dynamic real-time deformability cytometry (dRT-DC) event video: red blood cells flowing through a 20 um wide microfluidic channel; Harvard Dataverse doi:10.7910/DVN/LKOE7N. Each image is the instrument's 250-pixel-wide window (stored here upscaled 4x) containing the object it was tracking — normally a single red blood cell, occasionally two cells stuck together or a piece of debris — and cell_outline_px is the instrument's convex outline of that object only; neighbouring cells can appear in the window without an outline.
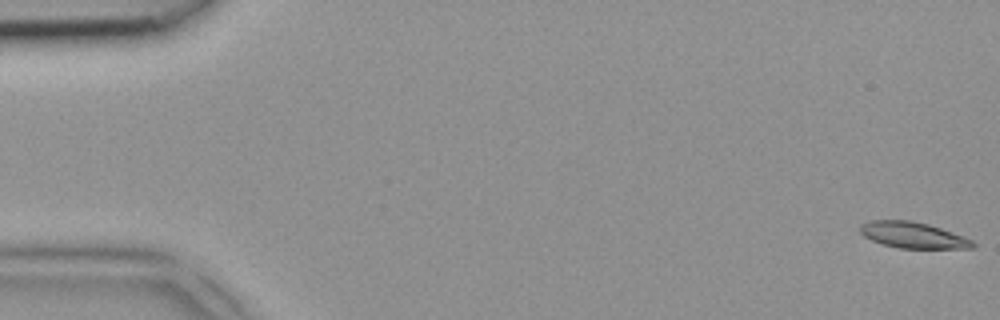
{"species": "common noctule bat (a hibernating species)", "species_latin": "Nyctalus noctula", "temperature_condition": "room temperature", "stored_images_in_passage": 5, "camera_frame_rate_fps": 3000, "um_per_image_px": 0.085, "animal": {"sex": "female", "body_mass_g": 18.4}, "frame": {"image": 1, "passage_image": 1, "time_ms": 0.0, "image_size_px": [1000, 320], "cell_outline_px": [[976, 244], [972, 248], [900, 248], [884, 244], [872, 240], [864, 236], [860, 232], [860, 224], [868, 220], [908, 220], [928, 224], [964, 236], [972, 240]], "centroid_in_image_um": [77.59, 19.97], "position_along_channel_um": 7.4, "area_um2": 16.99}}
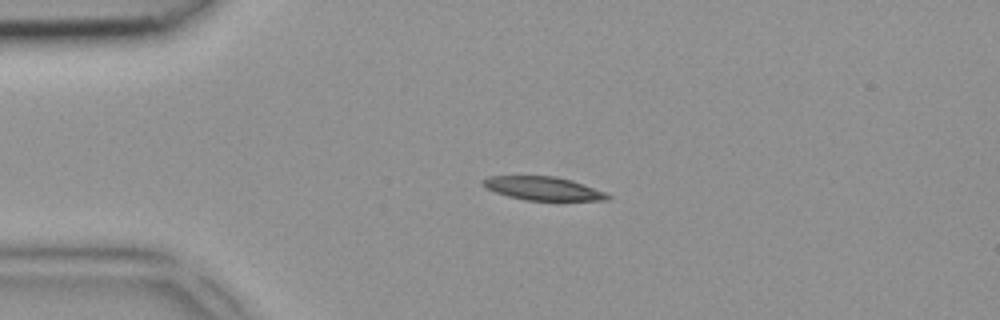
{"frame": {"image": 2, "passage_image": 4, "time_ms": 1.0, "image_size_px": [1000, 320], "cell_outline_px": [[612, 196], [608, 200], [524, 200], [508, 196], [496, 192], [488, 188], [484, 184], [484, 180], [488, 176], [556, 176], [572, 180], [584, 184], [604, 192]], "centroid_in_image_um": [46.2, 16.02], "position_along_channel_um": 38.8, "area_um2": 16.82}}